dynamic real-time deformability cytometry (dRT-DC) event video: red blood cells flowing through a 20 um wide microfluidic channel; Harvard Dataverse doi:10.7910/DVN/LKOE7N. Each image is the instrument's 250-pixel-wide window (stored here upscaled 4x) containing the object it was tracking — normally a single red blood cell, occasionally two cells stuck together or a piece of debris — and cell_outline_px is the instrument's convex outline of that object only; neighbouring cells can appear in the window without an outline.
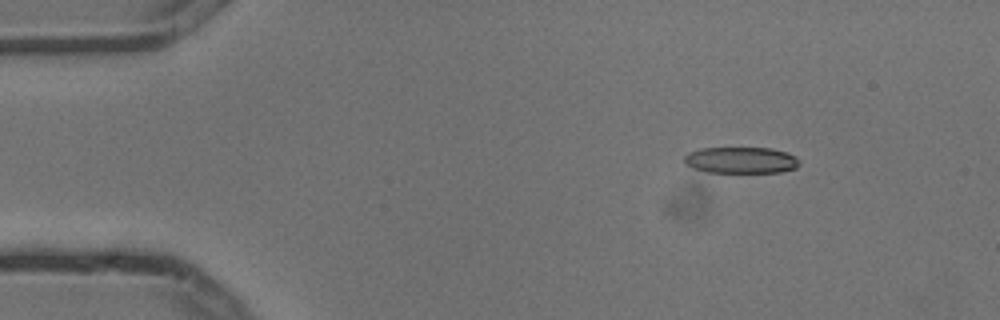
{"species": "common noctule bat (a hibernating species)", "species_latin": "Nyctalus noctula", "temperature_condition": "cold", "stored_images_in_passage": 8, "camera_frame_rate_fps": 3000, "um_per_image_px": 0.085, "animal": {"sex": "male", "body_mass_g": 13.3}, "frame": {"image": 1, "passage_image": 3, "time_ms": 0.667, "image_size_px": [1000, 320], "cell_outline_px": [[800, 164], [796, 168], [780, 172], [708, 172], [692, 168], [684, 160], [684, 156], [688, 152], [700, 148], [772, 148], [788, 152], [796, 156], [800, 160]], "centroid_in_image_um": [63.02, 13.6], "position_along_channel_um": 22.0, "area_um2": 17.8}}
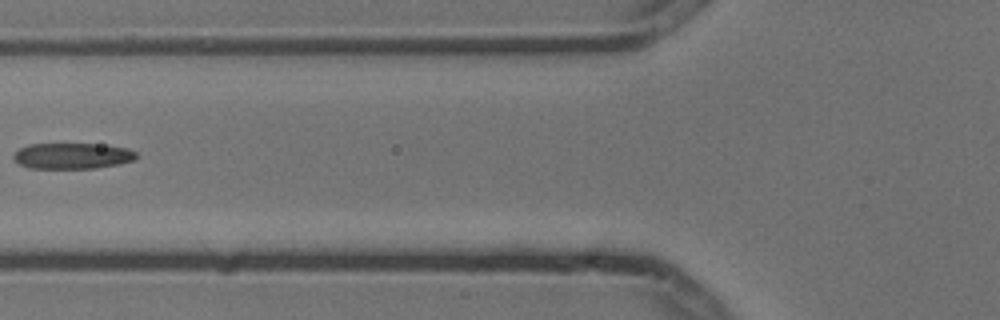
{"frame": {"image": 2, "passage_image": 7, "time_ms": 2.0, "image_size_px": [1000, 320], "cell_outline_px": [[136, 160], [96, 168], [28, 168], [20, 164], [12, 156], [20, 148], [28, 144], [96, 144], [124, 148], [136, 152]], "centroid_in_image_um": [6.12, 13.25], "position_along_channel_um": 119.7, "area_um2": 18.26}}
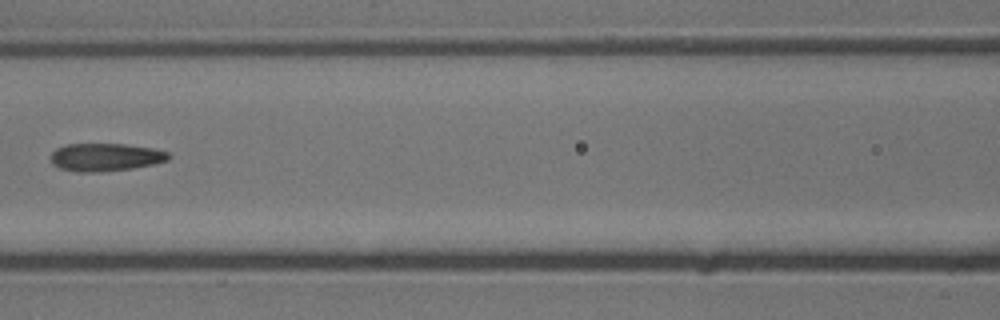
{"frame": {"image": 3, "passage_image": 8, "time_ms": 2.333, "image_size_px": [1000, 320], "cell_outline_px": [[168, 160], [152, 164], [132, 168], [96, 172], [76, 172], [60, 168], [52, 164], [52, 152], [56, 148], [64, 144], [124, 144], [152, 148], [168, 152]], "centroid_in_image_um": [8.92, 13.35], "position_along_channel_um": 157.7, "area_um2": 18.96}}